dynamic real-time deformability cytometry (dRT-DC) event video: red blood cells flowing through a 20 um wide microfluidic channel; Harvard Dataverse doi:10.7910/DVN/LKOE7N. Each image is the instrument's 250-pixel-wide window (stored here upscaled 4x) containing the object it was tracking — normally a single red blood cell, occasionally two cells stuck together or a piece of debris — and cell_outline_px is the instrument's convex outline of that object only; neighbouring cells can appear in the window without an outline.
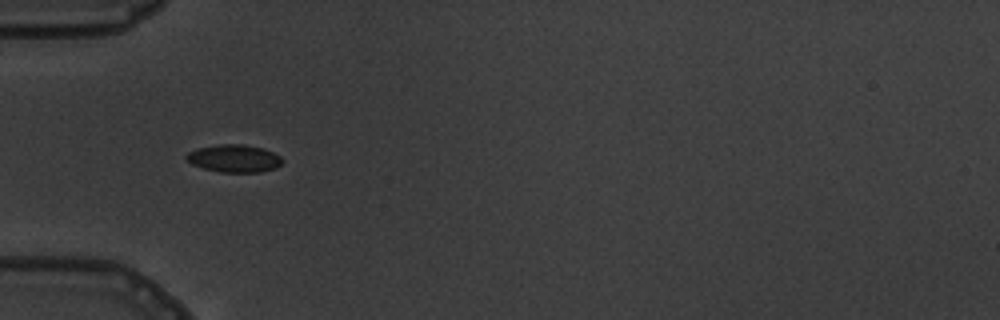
{"species": "common noctule bat (a hibernating species)", "species_latin": "Nyctalus noctula", "temperature_condition": "warm", "stored_images_in_passage": 13, "camera_frame_rate_fps": 3000, "um_per_image_px": 0.085, "animal": {"sex": "male", "body_mass_g": 19.5, "forearm_length_mm": 54.6}, "frame": {"image": 1, "passage_image": 4, "time_ms": 4.333, "image_size_px": [1000, 320], "cell_outline_px": [[284, 160], [276, 168], [260, 172], [220, 172], [204, 168], [192, 164], [184, 156], [188, 152], [196, 148], [220, 144], [244, 144], [264, 148], [280, 156]], "centroid_in_image_um": [19.91, 13.46], "position_along_channel_um": 65.1, "area_um2": 15.49}}
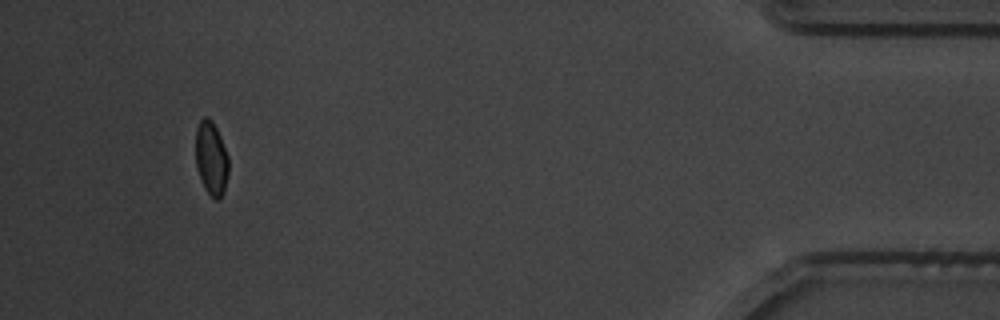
{"frame": {"image": 2, "passage_image": 13, "time_ms": 15.333, "image_size_px": [1000, 320], "cell_outline_px": [[228, 176], [224, 192], [220, 200], [216, 200], [204, 188], [196, 164], [196, 128], [200, 120], [204, 116], [208, 116], [212, 120], [220, 136], [228, 156]], "centroid_in_image_um": [17.96, 13.45], "position_along_channel_um": 417.2, "area_um2": 14.16}, "authors_computed_cell_mechanics": {"area_um2": 14.9702, "velocity_mm_per_s": 3.799, "shape_relaxation_time_tau1_ms": 7.5553, "shape_relaxation_time_tau2_ms": null, "deformation_change_tau1": 0.1511, "deformation_change_tau2": null}}